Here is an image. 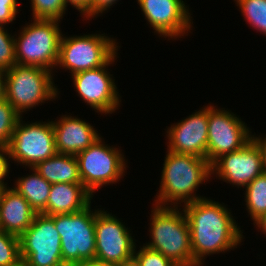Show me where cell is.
Here are the masks:
<instances>
[{
    "instance_id": "1",
    "label": "cell",
    "mask_w": 266,
    "mask_h": 266,
    "mask_svg": "<svg viewBox=\"0 0 266 266\" xmlns=\"http://www.w3.org/2000/svg\"><path fill=\"white\" fill-rule=\"evenodd\" d=\"M183 207L190 226L193 259L199 266L205 256L234 249L242 242L243 232L223 204L203 198Z\"/></svg>"
},
{
    "instance_id": "2",
    "label": "cell",
    "mask_w": 266,
    "mask_h": 266,
    "mask_svg": "<svg viewBox=\"0 0 266 266\" xmlns=\"http://www.w3.org/2000/svg\"><path fill=\"white\" fill-rule=\"evenodd\" d=\"M163 166L160 189L154 200V206L171 207L168 205H172L177 208L181 202H184L185 206L205 198L196 196L194 192L212 175L211 164L206 158L168 150Z\"/></svg>"
},
{
    "instance_id": "3",
    "label": "cell",
    "mask_w": 266,
    "mask_h": 266,
    "mask_svg": "<svg viewBox=\"0 0 266 266\" xmlns=\"http://www.w3.org/2000/svg\"><path fill=\"white\" fill-rule=\"evenodd\" d=\"M151 242L145 245L162 253L177 266H199L193 259L190 226L178 207L157 206L151 211Z\"/></svg>"
},
{
    "instance_id": "4",
    "label": "cell",
    "mask_w": 266,
    "mask_h": 266,
    "mask_svg": "<svg viewBox=\"0 0 266 266\" xmlns=\"http://www.w3.org/2000/svg\"><path fill=\"white\" fill-rule=\"evenodd\" d=\"M33 20V23L22 28L18 38H14L16 64L38 66L52 71L59 59L62 37L60 21Z\"/></svg>"
},
{
    "instance_id": "5",
    "label": "cell",
    "mask_w": 266,
    "mask_h": 266,
    "mask_svg": "<svg viewBox=\"0 0 266 266\" xmlns=\"http://www.w3.org/2000/svg\"><path fill=\"white\" fill-rule=\"evenodd\" d=\"M5 73V99L20 115L57 97L58 90L50 70L16 64Z\"/></svg>"
},
{
    "instance_id": "6",
    "label": "cell",
    "mask_w": 266,
    "mask_h": 266,
    "mask_svg": "<svg viewBox=\"0 0 266 266\" xmlns=\"http://www.w3.org/2000/svg\"><path fill=\"white\" fill-rule=\"evenodd\" d=\"M91 203L83 210L51 215L60 234L62 260L65 266L95 261V217Z\"/></svg>"
},
{
    "instance_id": "7",
    "label": "cell",
    "mask_w": 266,
    "mask_h": 266,
    "mask_svg": "<svg viewBox=\"0 0 266 266\" xmlns=\"http://www.w3.org/2000/svg\"><path fill=\"white\" fill-rule=\"evenodd\" d=\"M116 40L103 34L61 37L57 66L71 75L106 65L118 51Z\"/></svg>"
},
{
    "instance_id": "8",
    "label": "cell",
    "mask_w": 266,
    "mask_h": 266,
    "mask_svg": "<svg viewBox=\"0 0 266 266\" xmlns=\"http://www.w3.org/2000/svg\"><path fill=\"white\" fill-rule=\"evenodd\" d=\"M76 157L82 184L92 195L103 185L117 183L127 167L121 150L104 145L101 137Z\"/></svg>"
},
{
    "instance_id": "9",
    "label": "cell",
    "mask_w": 266,
    "mask_h": 266,
    "mask_svg": "<svg viewBox=\"0 0 266 266\" xmlns=\"http://www.w3.org/2000/svg\"><path fill=\"white\" fill-rule=\"evenodd\" d=\"M60 239L54 219L37 213L31 226L19 237L21 262L25 266H65Z\"/></svg>"
},
{
    "instance_id": "10",
    "label": "cell",
    "mask_w": 266,
    "mask_h": 266,
    "mask_svg": "<svg viewBox=\"0 0 266 266\" xmlns=\"http://www.w3.org/2000/svg\"><path fill=\"white\" fill-rule=\"evenodd\" d=\"M22 121L20 118L8 146L10 158L34 168L38 163L58 153L52 121L30 124H23Z\"/></svg>"
},
{
    "instance_id": "11",
    "label": "cell",
    "mask_w": 266,
    "mask_h": 266,
    "mask_svg": "<svg viewBox=\"0 0 266 266\" xmlns=\"http://www.w3.org/2000/svg\"><path fill=\"white\" fill-rule=\"evenodd\" d=\"M131 235L116 216L98 209L95 217V261L118 265L131 259L136 249Z\"/></svg>"
},
{
    "instance_id": "12",
    "label": "cell",
    "mask_w": 266,
    "mask_h": 266,
    "mask_svg": "<svg viewBox=\"0 0 266 266\" xmlns=\"http://www.w3.org/2000/svg\"><path fill=\"white\" fill-rule=\"evenodd\" d=\"M209 105L207 161L241 149L252 139L249 128L235 114Z\"/></svg>"
},
{
    "instance_id": "13",
    "label": "cell",
    "mask_w": 266,
    "mask_h": 266,
    "mask_svg": "<svg viewBox=\"0 0 266 266\" xmlns=\"http://www.w3.org/2000/svg\"><path fill=\"white\" fill-rule=\"evenodd\" d=\"M117 54L104 66L72 75L78 95L97 113H113L120 105L119 92L114 80L106 70L115 61Z\"/></svg>"
},
{
    "instance_id": "14",
    "label": "cell",
    "mask_w": 266,
    "mask_h": 266,
    "mask_svg": "<svg viewBox=\"0 0 266 266\" xmlns=\"http://www.w3.org/2000/svg\"><path fill=\"white\" fill-rule=\"evenodd\" d=\"M212 174L238 188L246 187L265 171L262 153L251 139L241 149L221 155L211 164Z\"/></svg>"
},
{
    "instance_id": "15",
    "label": "cell",
    "mask_w": 266,
    "mask_h": 266,
    "mask_svg": "<svg viewBox=\"0 0 266 266\" xmlns=\"http://www.w3.org/2000/svg\"><path fill=\"white\" fill-rule=\"evenodd\" d=\"M154 32L164 38H179L191 29L190 13L183 0H137Z\"/></svg>"
},
{
    "instance_id": "16",
    "label": "cell",
    "mask_w": 266,
    "mask_h": 266,
    "mask_svg": "<svg viewBox=\"0 0 266 266\" xmlns=\"http://www.w3.org/2000/svg\"><path fill=\"white\" fill-rule=\"evenodd\" d=\"M209 106L191 114L166 131L167 150L179 154H191L207 160Z\"/></svg>"
},
{
    "instance_id": "17",
    "label": "cell",
    "mask_w": 266,
    "mask_h": 266,
    "mask_svg": "<svg viewBox=\"0 0 266 266\" xmlns=\"http://www.w3.org/2000/svg\"><path fill=\"white\" fill-rule=\"evenodd\" d=\"M56 149L59 154L77 155L91 146L100 136L91 124L72 116L52 121Z\"/></svg>"
},
{
    "instance_id": "18",
    "label": "cell",
    "mask_w": 266,
    "mask_h": 266,
    "mask_svg": "<svg viewBox=\"0 0 266 266\" xmlns=\"http://www.w3.org/2000/svg\"><path fill=\"white\" fill-rule=\"evenodd\" d=\"M36 214L15 189L0 190V230L20 237L31 226Z\"/></svg>"
},
{
    "instance_id": "19",
    "label": "cell",
    "mask_w": 266,
    "mask_h": 266,
    "mask_svg": "<svg viewBox=\"0 0 266 266\" xmlns=\"http://www.w3.org/2000/svg\"><path fill=\"white\" fill-rule=\"evenodd\" d=\"M92 197L83 184H51L47 206L41 213L51 216L79 212L91 203Z\"/></svg>"
},
{
    "instance_id": "20",
    "label": "cell",
    "mask_w": 266,
    "mask_h": 266,
    "mask_svg": "<svg viewBox=\"0 0 266 266\" xmlns=\"http://www.w3.org/2000/svg\"><path fill=\"white\" fill-rule=\"evenodd\" d=\"M34 169L51 184H82L76 155L57 153L38 163Z\"/></svg>"
},
{
    "instance_id": "21",
    "label": "cell",
    "mask_w": 266,
    "mask_h": 266,
    "mask_svg": "<svg viewBox=\"0 0 266 266\" xmlns=\"http://www.w3.org/2000/svg\"><path fill=\"white\" fill-rule=\"evenodd\" d=\"M31 170L34 173L18 178L13 189L28 201L36 213H41L47 206L51 183L46 181L34 168Z\"/></svg>"
},
{
    "instance_id": "22",
    "label": "cell",
    "mask_w": 266,
    "mask_h": 266,
    "mask_svg": "<svg viewBox=\"0 0 266 266\" xmlns=\"http://www.w3.org/2000/svg\"><path fill=\"white\" fill-rule=\"evenodd\" d=\"M247 210L255 222L266 213V171L251 181L246 187Z\"/></svg>"
},
{
    "instance_id": "23",
    "label": "cell",
    "mask_w": 266,
    "mask_h": 266,
    "mask_svg": "<svg viewBox=\"0 0 266 266\" xmlns=\"http://www.w3.org/2000/svg\"><path fill=\"white\" fill-rule=\"evenodd\" d=\"M245 21L266 36V0H234Z\"/></svg>"
},
{
    "instance_id": "24",
    "label": "cell",
    "mask_w": 266,
    "mask_h": 266,
    "mask_svg": "<svg viewBox=\"0 0 266 266\" xmlns=\"http://www.w3.org/2000/svg\"><path fill=\"white\" fill-rule=\"evenodd\" d=\"M22 116L6 100L0 101V147H8L13 131Z\"/></svg>"
},
{
    "instance_id": "25",
    "label": "cell",
    "mask_w": 266,
    "mask_h": 266,
    "mask_svg": "<svg viewBox=\"0 0 266 266\" xmlns=\"http://www.w3.org/2000/svg\"><path fill=\"white\" fill-rule=\"evenodd\" d=\"M33 19L58 20L65 14V0H31Z\"/></svg>"
},
{
    "instance_id": "26",
    "label": "cell",
    "mask_w": 266,
    "mask_h": 266,
    "mask_svg": "<svg viewBox=\"0 0 266 266\" xmlns=\"http://www.w3.org/2000/svg\"><path fill=\"white\" fill-rule=\"evenodd\" d=\"M20 263L19 237L0 230V266H17Z\"/></svg>"
},
{
    "instance_id": "27",
    "label": "cell",
    "mask_w": 266,
    "mask_h": 266,
    "mask_svg": "<svg viewBox=\"0 0 266 266\" xmlns=\"http://www.w3.org/2000/svg\"><path fill=\"white\" fill-rule=\"evenodd\" d=\"M0 25V69L9 70L16 65L15 57V36L5 31Z\"/></svg>"
},
{
    "instance_id": "28",
    "label": "cell",
    "mask_w": 266,
    "mask_h": 266,
    "mask_svg": "<svg viewBox=\"0 0 266 266\" xmlns=\"http://www.w3.org/2000/svg\"><path fill=\"white\" fill-rule=\"evenodd\" d=\"M134 251V257L141 266H177L162 253L143 245L140 250Z\"/></svg>"
},
{
    "instance_id": "29",
    "label": "cell",
    "mask_w": 266,
    "mask_h": 266,
    "mask_svg": "<svg viewBox=\"0 0 266 266\" xmlns=\"http://www.w3.org/2000/svg\"><path fill=\"white\" fill-rule=\"evenodd\" d=\"M17 7V0H0V25L6 26V24L15 20L19 11Z\"/></svg>"
},
{
    "instance_id": "30",
    "label": "cell",
    "mask_w": 266,
    "mask_h": 266,
    "mask_svg": "<svg viewBox=\"0 0 266 266\" xmlns=\"http://www.w3.org/2000/svg\"><path fill=\"white\" fill-rule=\"evenodd\" d=\"M118 0H91L89 7L82 13L89 20L99 13H103L105 10L111 8Z\"/></svg>"
},
{
    "instance_id": "31",
    "label": "cell",
    "mask_w": 266,
    "mask_h": 266,
    "mask_svg": "<svg viewBox=\"0 0 266 266\" xmlns=\"http://www.w3.org/2000/svg\"><path fill=\"white\" fill-rule=\"evenodd\" d=\"M8 159L11 160L8 147H0V190L7 188L3 178L8 175L10 170Z\"/></svg>"
},
{
    "instance_id": "32",
    "label": "cell",
    "mask_w": 266,
    "mask_h": 266,
    "mask_svg": "<svg viewBox=\"0 0 266 266\" xmlns=\"http://www.w3.org/2000/svg\"><path fill=\"white\" fill-rule=\"evenodd\" d=\"M91 0H65L66 5L70 3L82 14L90 5Z\"/></svg>"
},
{
    "instance_id": "33",
    "label": "cell",
    "mask_w": 266,
    "mask_h": 266,
    "mask_svg": "<svg viewBox=\"0 0 266 266\" xmlns=\"http://www.w3.org/2000/svg\"><path fill=\"white\" fill-rule=\"evenodd\" d=\"M252 139L256 142V144L259 146L260 151L262 153V159H263V164L265 167L266 171V136L265 138L263 137H256L255 135H252Z\"/></svg>"
},
{
    "instance_id": "34",
    "label": "cell",
    "mask_w": 266,
    "mask_h": 266,
    "mask_svg": "<svg viewBox=\"0 0 266 266\" xmlns=\"http://www.w3.org/2000/svg\"><path fill=\"white\" fill-rule=\"evenodd\" d=\"M5 70L0 69V101L5 99Z\"/></svg>"
},
{
    "instance_id": "35",
    "label": "cell",
    "mask_w": 266,
    "mask_h": 266,
    "mask_svg": "<svg viewBox=\"0 0 266 266\" xmlns=\"http://www.w3.org/2000/svg\"><path fill=\"white\" fill-rule=\"evenodd\" d=\"M255 224L257 225L256 227H258V229L262 230L261 232L266 234V213L262 215L259 219H257L254 222V225Z\"/></svg>"
},
{
    "instance_id": "36",
    "label": "cell",
    "mask_w": 266,
    "mask_h": 266,
    "mask_svg": "<svg viewBox=\"0 0 266 266\" xmlns=\"http://www.w3.org/2000/svg\"><path fill=\"white\" fill-rule=\"evenodd\" d=\"M115 266H141L138 260L133 256L131 259L126 260Z\"/></svg>"
},
{
    "instance_id": "37",
    "label": "cell",
    "mask_w": 266,
    "mask_h": 266,
    "mask_svg": "<svg viewBox=\"0 0 266 266\" xmlns=\"http://www.w3.org/2000/svg\"><path fill=\"white\" fill-rule=\"evenodd\" d=\"M73 266H115V265H107V264H102L96 261H90V262H83L80 264H76Z\"/></svg>"
},
{
    "instance_id": "38",
    "label": "cell",
    "mask_w": 266,
    "mask_h": 266,
    "mask_svg": "<svg viewBox=\"0 0 266 266\" xmlns=\"http://www.w3.org/2000/svg\"><path fill=\"white\" fill-rule=\"evenodd\" d=\"M17 266H25L23 262H21L20 264H18Z\"/></svg>"
}]
</instances>
